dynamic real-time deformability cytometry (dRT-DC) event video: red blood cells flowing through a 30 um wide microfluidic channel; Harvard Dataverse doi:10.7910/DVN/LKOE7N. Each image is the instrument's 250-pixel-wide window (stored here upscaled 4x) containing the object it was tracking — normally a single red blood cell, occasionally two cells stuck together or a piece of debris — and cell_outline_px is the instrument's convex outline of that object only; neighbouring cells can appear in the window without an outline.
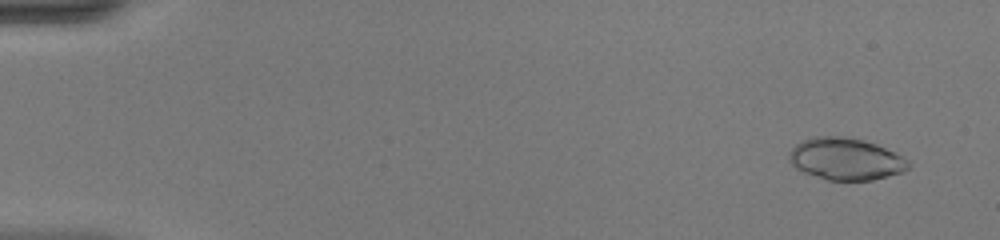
{"species": "common noctule bat (a hibernating species)", "species_latin": "Nyctalus noctula", "temperature_condition": "warm", "stored_images_in_passage": 51, "camera_frame_rate_fps": 3000, "um_per_image_px": 0.085, "animal": {"sex": "female", "body_mass_g": 20.0, "forearm_length_mm": 54.0}, "frame": {"image": 1, "passage_image": 4, "time_ms": 1.0, "image_size_px": [1000, 240], "cell_outline_px": [[912, 164], [908, 168], [900, 172], [888, 176], [872, 180], [828, 180], [804, 172], [796, 168], [788, 160], [788, 156], [792, 148], [800, 140], [816, 136], [844, 136], [876, 144], [908, 160]], "centroid_in_image_um": [71.84, 13.51], "position_along_channel_um": 13.2, "area_um2": 28.96}}